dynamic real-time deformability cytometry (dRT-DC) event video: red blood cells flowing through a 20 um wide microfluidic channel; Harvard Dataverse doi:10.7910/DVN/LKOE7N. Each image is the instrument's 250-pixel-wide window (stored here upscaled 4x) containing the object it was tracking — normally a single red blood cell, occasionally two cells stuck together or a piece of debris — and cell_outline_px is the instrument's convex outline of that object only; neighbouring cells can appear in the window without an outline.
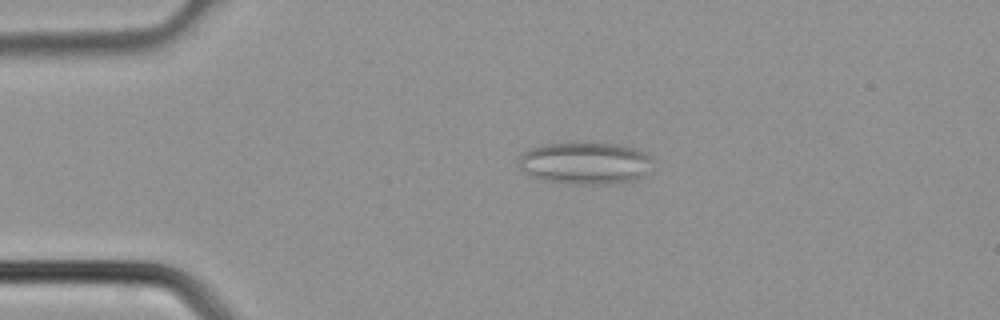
{"species": "common noctule bat (a hibernating species)", "species_latin": "Nyctalus noctula", "temperature_condition": "cold", "stored_images_in_passage": 38, "segment_of_instrument_passage": [1, 2], "camera_frame_rate_fps": 3000, "um_per_image_px": 0.085, "animal": {"sex": "male", "body_mass_g": 21.5, "forearm_length_mm": 52.0}, "frame": {"image": 1, "passage_image": 8, "time_ms": 2.333, "image_size_px": [1000, 320], "cell_outline_px": [[652, 160], [644, 176], [632, 180], [612, 184], [576, 184], [544, 180], [532, 176], [524, 172], [520, 168], [520, 156], [528, 148], [540, 144], [572, 140], [592, 140], [616, 144], [636, 148], [648, 152], [652, 156]], "centroid_in_image_um": [49.74, 13.8], "position_along_channel_um": 35.3, "area_um2": 34.1}}